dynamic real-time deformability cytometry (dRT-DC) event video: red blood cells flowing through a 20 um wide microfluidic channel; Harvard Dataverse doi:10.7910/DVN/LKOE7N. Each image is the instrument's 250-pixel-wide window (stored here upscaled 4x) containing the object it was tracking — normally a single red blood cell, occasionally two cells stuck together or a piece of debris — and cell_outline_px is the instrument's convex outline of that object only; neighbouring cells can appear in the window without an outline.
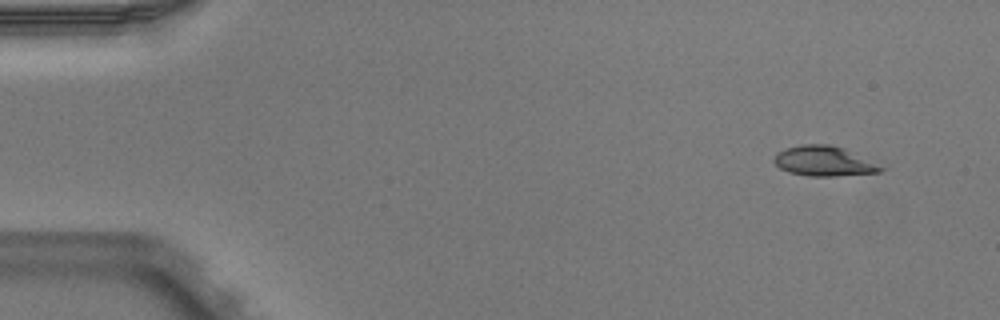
{"species": "Egyptian fruit bat (a non-hibernating species)", "species_latin": "Rousettus aegyptiacus", "temperature_condition": "warm", "stored_images_in_passage": 4, "camera_frame_rate_fps": 3000, "um_per_image_px": 0.085, "animal": {"sex": "male"}, "frame": {"image": 1, "passage_image": 1, "time_ms": 0.0, "image_size_px": [1000, 320], "cell_outline_px": [[884, 168], [880, 172], [836, 176], [808, 176], [788, 172], [780, 168], [772, 160], [776, 152], [788, 148], [804, 144], [828, 144], [840, 148]], "centroid_in_image_um": [69.92, 13.71], "position_along_channel_um": 15.1, "area_um2": 18.03}}
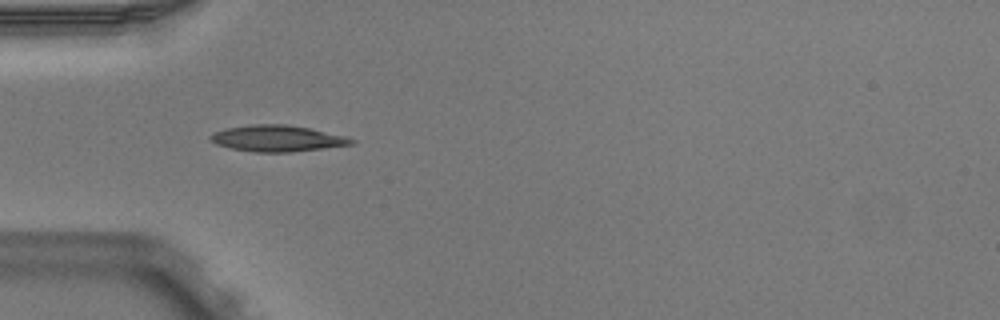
{"frame": {"image": 2, "passage_image": 4, "time_ms": 1.0, "image_size_px": [1000, 320], "cell_outline_px": [[356, 140], [352, 144], [292, 152], [256, 152], [232, 148], [216, 144], [208, 136], [216, 132], [228, 128], [252, 124], [284, 124], [308, 128], [344, 136]], "centroid_in_image_um": [23.56, 11.76], "position_along_channel_um": 61.4, "area_um2": 21.1}}